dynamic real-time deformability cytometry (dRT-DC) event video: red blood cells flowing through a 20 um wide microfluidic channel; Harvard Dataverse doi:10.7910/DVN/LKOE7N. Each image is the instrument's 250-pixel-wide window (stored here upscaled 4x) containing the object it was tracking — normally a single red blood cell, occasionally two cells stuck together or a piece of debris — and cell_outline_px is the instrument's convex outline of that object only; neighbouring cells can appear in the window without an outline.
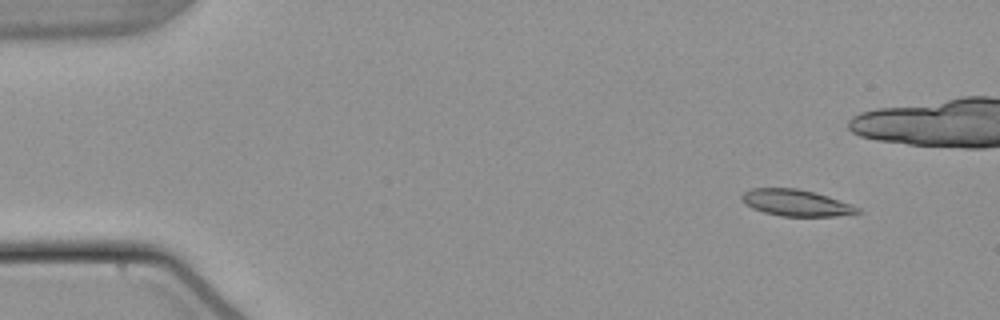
{"species": "common noctule bat (a hibernating species)", "species_latin": "Nyctalus noctula", "temperature_condition": "warm", "stored_images_in_passage": 9, "camera_frame_rate_fps": 3000, "um_per_image_px": 0.085, "animal": {"sex": "male", "body_mass_g": 21.5, "forearm_length_mm": 52.0}, "frame": {"image": 1, "passage_image": 1, "time_ms": 0.0, "image_size_px": [1000, 320], "cell_outline_px": [[860, 212], [836, 216], [780, 216], [764, 212], [752, 208], [744, 204], [740, 200], [740, 196], [744, 192], [752, 188], [796, 188], [828, 196], [852, 204], [860, 208]], "centroid_in_image_um": [67.62, 17.24], "position_along_channel_um": 17.4, "area_um2": 17.86}}